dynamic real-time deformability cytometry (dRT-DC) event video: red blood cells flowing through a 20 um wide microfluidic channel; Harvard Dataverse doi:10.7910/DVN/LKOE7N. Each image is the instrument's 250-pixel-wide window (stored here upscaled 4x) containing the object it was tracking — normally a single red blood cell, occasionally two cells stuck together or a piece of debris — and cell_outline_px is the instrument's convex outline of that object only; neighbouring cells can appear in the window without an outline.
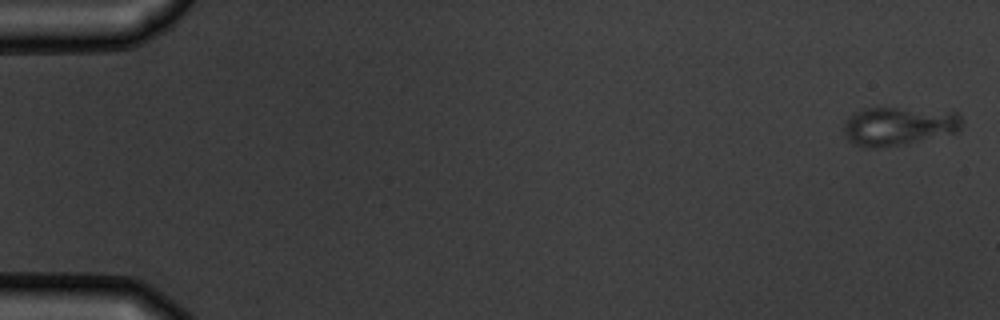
{"species": "common noctule bat (a hibernating species)", "species_latin": "Nyctalus noctula", "temperature_condition": "warm", "stored_images_in_passage": 6, "camera_frame_rate_fps": 3000, "um_per_image_px": 0.085, "animal": {"sex": "male", "body_mass_g": 19.5, "forearm_length_mm": 54.6}, "frame": {"image": 1, "passage_image": 1, "time_ms": 0.0, "image_size_px": [1000, 320], "cell_outline_px": [[964, 124], [960, 132], [904, 144], [872, 148], [864, 148], [852, 144], [844, 136], [844, 120], [848, 116], [864, 108], [896, 108], [960, 112], [964, 120]], "centroid_in_image_um": [76.41, 10.72], "position_along_channel_um": 8.6, "area_um2": 27.05}}